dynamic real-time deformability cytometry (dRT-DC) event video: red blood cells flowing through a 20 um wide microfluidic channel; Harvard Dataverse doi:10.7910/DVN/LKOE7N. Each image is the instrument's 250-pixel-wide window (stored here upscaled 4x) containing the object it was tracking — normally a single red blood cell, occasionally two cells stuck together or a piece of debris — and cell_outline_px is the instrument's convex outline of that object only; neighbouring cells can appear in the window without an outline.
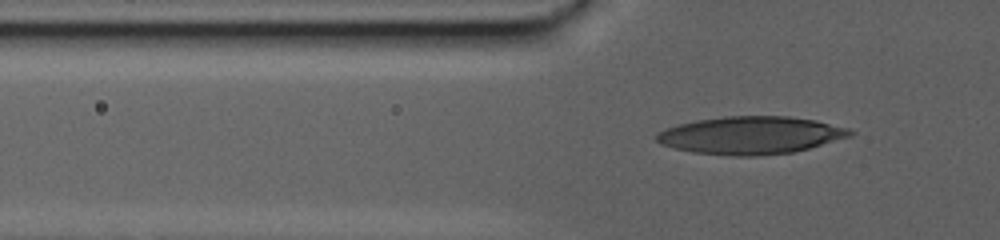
{"species": "human", "species_latin": "Homo sapiens", "temperature_condition": "warm", "stored_images_in_passage": 80, "camera_frame_rate_fps": 3000, "um_per_image_px": 0.085, "donor": {"sex": "male"}, "frame": {"image": 1, "passage_image": 26, "time_ms": 8.333, "image_size_px": [1000, 240], "cell_outline_px": [[856, 132], [852, 136], [808, 148], [792, 152], [756, 156], [732, 156], [692, 152], [672, 148], [660, 144], [656, 140], [656, 136], [660, 132], [676, 124], [696, 120], [724, 116], [788, 116], [816, 120], [848, 128]], "centroid_in_image_um": [63.81, 11.49], "position_along_channel_um": 62.0, "area_um2": 42.54}}
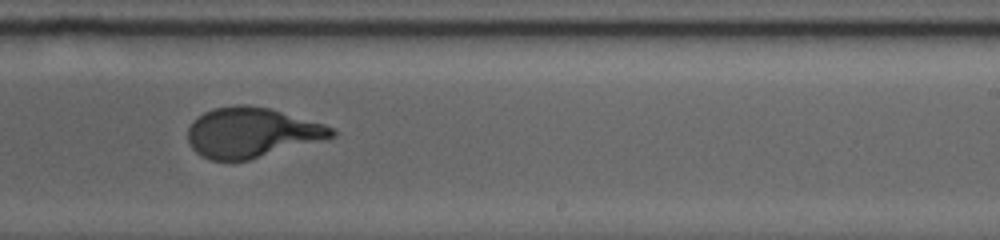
{"frame": {"image": 2, "passage_image": 54, "time_ms": 17.667, "image_size_px": [1000, 240], "cell_outline_px": [[336, 136], [328, 140], [248, 160], [208, 160], [200, 156], [192, 148], [188, 140], [188, 128], [204, 112], [216, 108], [236, 104], [248, 104], [268, 108], [324, 124], [332, 128], [336, 132]], "centroid_in_image_um": [21.43, 11.28], "position_along_channel_um": 267.6, "area_um2": 41.96}}
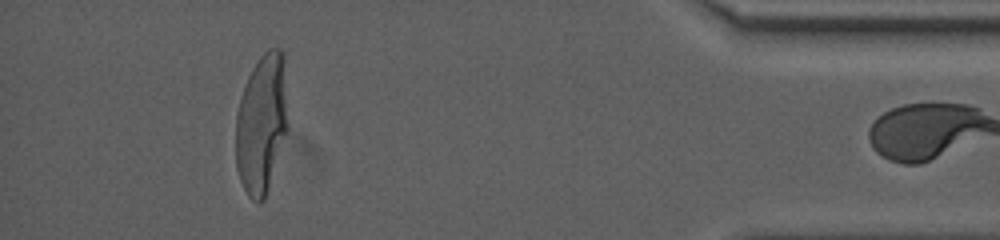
{"frame": {"image": 3, "passage_image": 79, "time_ms": 26.0, "image_size_px": [1000, 240], "cell_outline_px": [[288, 128], [264, 200], [260, 204], [252, 200], [248, 196], [240, 180], [236, 168], [236, 112], [248, 76], [252, 68], [260, 56], [268, 48], [280, 48], [284, 52], [288, 124]], "centroid_in_image_um": [22.24, 10.49], "position_along_channel_um": 413.0, "area_um2": 42.6}}